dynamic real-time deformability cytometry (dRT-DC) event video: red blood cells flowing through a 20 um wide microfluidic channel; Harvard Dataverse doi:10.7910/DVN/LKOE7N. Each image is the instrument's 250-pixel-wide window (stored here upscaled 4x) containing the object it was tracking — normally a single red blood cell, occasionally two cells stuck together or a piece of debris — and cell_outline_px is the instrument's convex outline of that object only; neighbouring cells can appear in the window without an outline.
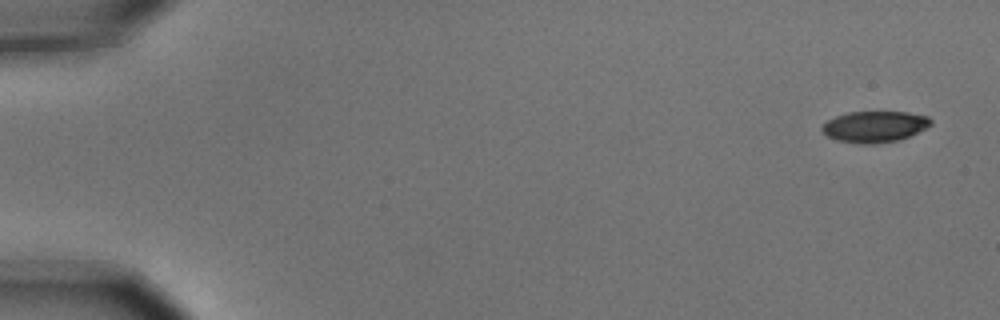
{"species": "common noctule bat (a hibernating species)", "species_latin": "Nyctalus noctula", "temperature_condition": "cold", "stored_images_in_passage": 5, "camera_frame_rate_fps": 3000, "um_per_image_px": 0.085, "animal": {"sex": "male", "body_mass_g": 15.6}, "frame": {"image": 1, "passage_image": 1, "time_ms": 0.0, "image_size_px": [1000, 320], "cell_outline_px": [[932, 124], [900, 140], [876, 144], [860, 144], [836, 140], [828, 136], [820, 128], [828, 120], [836, 116], [848, 112], [908, 112], [928, 116], [932, 120]], "centroid_in_image_um": [74.34, 10.77], "position_along_channel_um": 10.7, "area_um2": 19.71}}
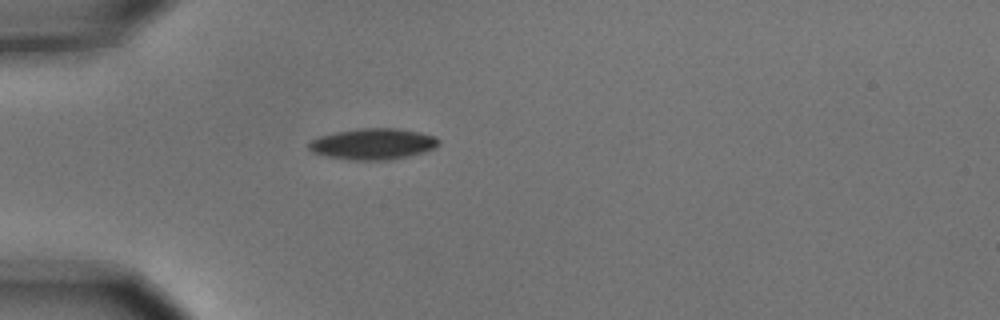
{"frame": {"image": 2, "passage_image": 5, "time_ms": 1.333, "image_size_px": [1000, 320], "cell_outline_px": [[440, 144], [436, 148], [424, 152], [408, 156], [388, 160], [352, 160], [324, 156], [312, 152], [308, 148], [308, 144], [312, 140], [320, 136], [336, 132], [356, 128], [396, 128], [420, 132], [436, 136], [440, 140]], "centroid_in_image_um": [31.73, 12.23], "position_along_channel_um": 53.3, "area_um2": 23.76}}